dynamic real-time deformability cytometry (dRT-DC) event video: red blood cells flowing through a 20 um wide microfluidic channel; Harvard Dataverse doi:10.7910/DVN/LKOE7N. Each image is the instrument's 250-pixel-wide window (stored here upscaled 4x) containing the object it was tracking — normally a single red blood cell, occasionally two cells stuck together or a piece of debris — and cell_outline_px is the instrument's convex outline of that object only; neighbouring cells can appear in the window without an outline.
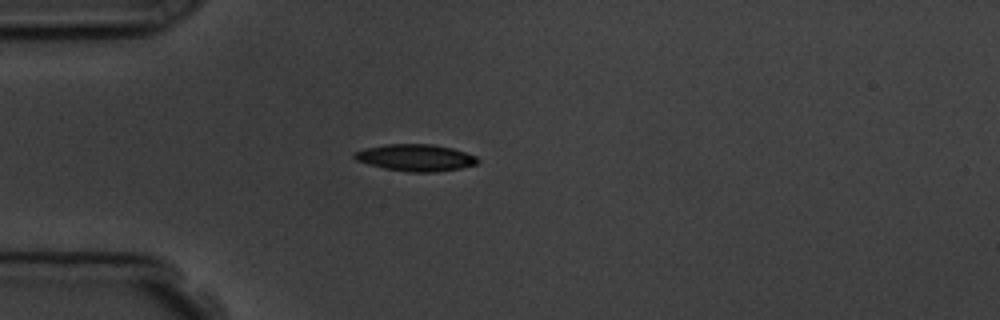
{"species": "common noctule bat (a hibernating species)", "species_latin": "Nyctalus noctula", "temperature_condition": "room temperature", "stored_images_in_passage": 4, "camera_frame_rate_fps": 3000, "um_per_image_px": 0.085, "animal": {"sex": "male", "body_mass_g": 19.5, "forearm_length_mm": 54.6}, "frame": {"image": 1, "passage_image": 4, "time_ms": 3.333, "image_size_px": [1000, 320], "cell_outline_px": [[480, 160], [476, 164], [460, 168], [436, 172], [408, 172], [384, 168], [368, 164], [356, 160], [352, 156], [352, 152], [364, 148], [384, 144], [432, 144], [452, 148], [476, 156]], "centroid_in_image_um": [35.28, 13.4], "position_along_channel_um": 49.7, "area_um2": 19.36}}